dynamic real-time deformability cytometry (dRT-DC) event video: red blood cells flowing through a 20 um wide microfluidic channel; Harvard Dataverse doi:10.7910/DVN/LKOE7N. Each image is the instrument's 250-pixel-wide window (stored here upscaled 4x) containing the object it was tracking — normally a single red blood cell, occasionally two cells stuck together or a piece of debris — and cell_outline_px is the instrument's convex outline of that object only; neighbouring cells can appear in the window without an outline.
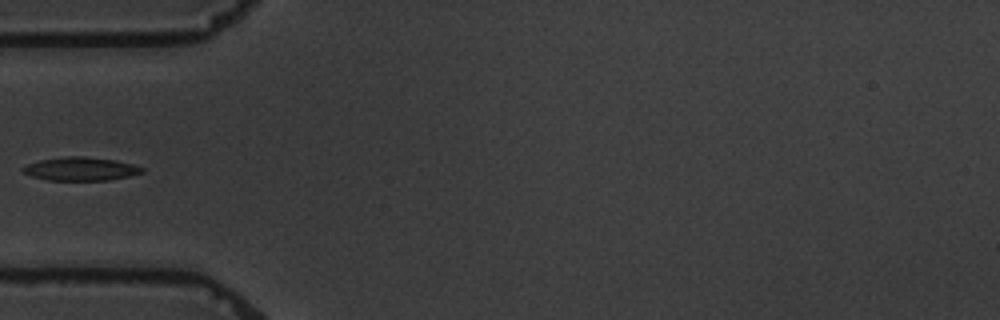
{"species": "common noctule bat (a hibernating species)", "species_latin": "Nyctalus noctula", "temperature_condition": "warm", "stored_images_in_passage": 5, "camera_frame_rate_fps": 3000, "um_per_image_px": 0.085, "animal": {"sex": "male", "body_mass_g": 19.5, "forearm_length_mm": 54.6}, "frame": {"image": 1, "passage_image": 5, "time_ms": 5.333, "image_size_px": [1000, 320], "cell_outline_px": [[144, 172], [128, 176], [108, 180], [48, 180], [32, 176], [24, 172], [20, 168], [28, 164], [40, 160], [64, 156], [84, 156], [116, 160], [132, 164], [144, 168]], "centroid_in_image_um": [6.86, 14.35], "position_along_channel_um": 78.1, "area_um2": 16.18}}